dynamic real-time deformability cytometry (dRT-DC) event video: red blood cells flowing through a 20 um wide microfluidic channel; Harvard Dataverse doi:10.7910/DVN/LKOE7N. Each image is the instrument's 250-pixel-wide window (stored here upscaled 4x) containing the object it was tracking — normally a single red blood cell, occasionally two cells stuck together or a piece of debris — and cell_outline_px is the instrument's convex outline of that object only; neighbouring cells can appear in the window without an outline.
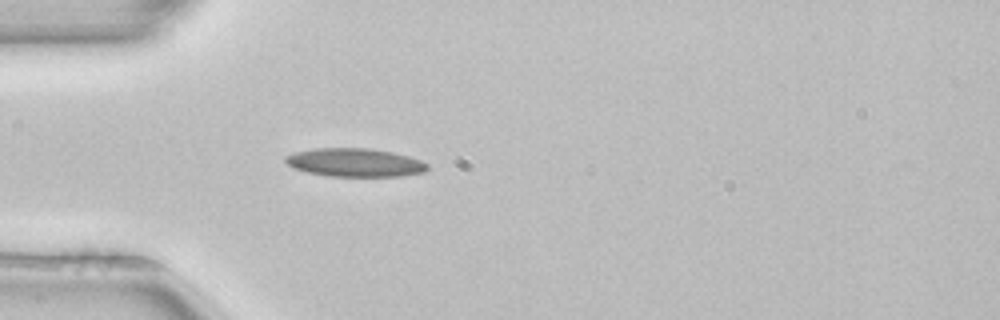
{"species": "common noctule bat (a hibernating species)", "species_latin": "Nyctalus noctula", "temperature_condition": "room temperature", "stored_images_in_passage": 3, "camera_frame_rate_fps": 3000, "um_per_image_px": 0.085, "animal": {"sex": "female", "body_mass_g": 22.7, "forearm_length_mm": 54.2}, "frame": {"image": 1, "passage_image": 3, "time_ms": 0.667, "image_size_px": [1000, 320], "cell_outline_px": [[428, 168], [424, 172], [404, 176], [324, 176], [292, 168], [284, 160], [284, 156], [296, 152], [316, 148], [368, 148], [392, 152], [408, 156], [420, 160], [428, 164]], "centroid_in_image_um": [30.15, 13.82], "position_along_channel_um": 54.8, "area_um2": 23.52}}